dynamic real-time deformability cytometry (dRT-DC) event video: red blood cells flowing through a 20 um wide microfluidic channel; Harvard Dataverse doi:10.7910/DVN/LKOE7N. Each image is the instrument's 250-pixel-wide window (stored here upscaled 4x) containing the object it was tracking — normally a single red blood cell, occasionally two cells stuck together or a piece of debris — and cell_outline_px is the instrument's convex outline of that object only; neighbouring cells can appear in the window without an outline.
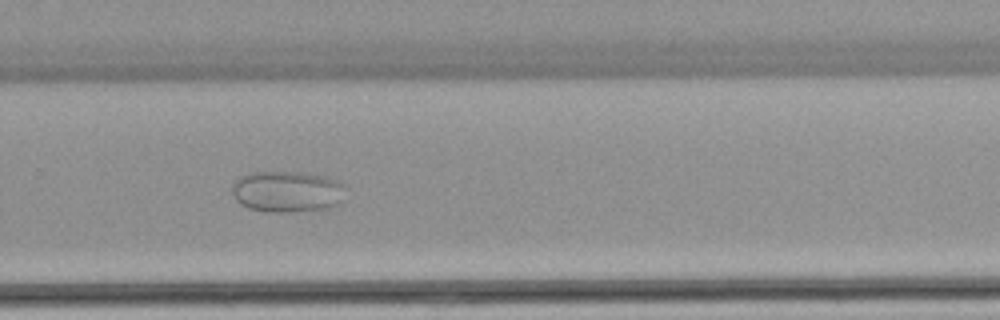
{"species": "common noctule bat (a hibernating species)", "species_latin": "Nyctalus noctula", "temperature_condition": "warm", "stored_images_in_passage": 47, "camera_frame_rate_fps": 3000, "um_per_image_px": 0.085, "animal": {"sex": "female", "body_mass_g": 22.7, "forearm_length_mm": 54.2}, "frame": {"image": 1, "passage_image": 32, "time_ms": 10.333, "image_size_px": [1000, 320], "cell_outline_px": [[344, 184], [336, 204], [332, 208], [292, 212], [264, 212], [248, 208], [240, 204], [236, 200], [232, 192], [232, 188], [236, 180], [240, 176], [252, 172], [304, 172], [324, 176], [340, 180]], "centroid_in_image_um": [24.36, 16.28], "position_along_channel_um": 305.4, "area_um2": 27.28}}
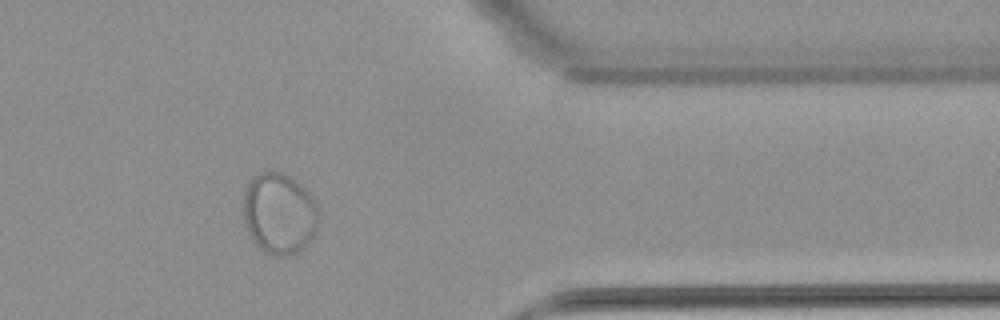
{"frame": {"image": 2, "passage_image": 39, "time_ms": 12.667, "image_size_px": [1000, 320], "cell_outline_px": [[316, 232], [308, 244], [300, 252], [288, 256], [280, 256], [264, 252], [252, 240], [244, 224], [244, 192], [252, 176], [268, 168], [272, 168], [284, 172], [296, 180], [312, 196], [316, 204]], "centroid_in_image_um": [23.71, 18.12], "position_along_channel_um": 387.7, "area_um2": 36.13}}